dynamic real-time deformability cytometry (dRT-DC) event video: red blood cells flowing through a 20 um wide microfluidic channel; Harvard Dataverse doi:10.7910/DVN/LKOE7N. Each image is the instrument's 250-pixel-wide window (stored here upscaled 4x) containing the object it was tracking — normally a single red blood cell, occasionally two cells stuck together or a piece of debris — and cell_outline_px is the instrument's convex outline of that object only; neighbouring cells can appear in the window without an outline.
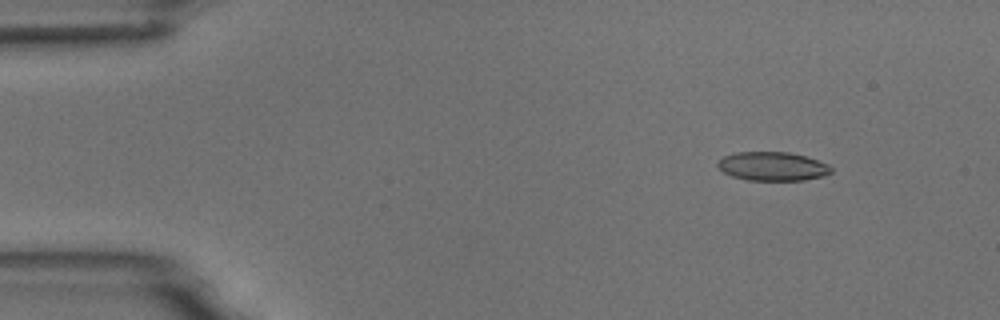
{"species": "common noctule bat (a hibernating species)", "species_latin": "Nyctalus noctula", "temperature_condition": "room temperature", "stored_images_in_passage": 49, "camera_frame_rate_fps": 3000, "um_per_image_px": 0.085, "animal": {"sex": "male", "body_mass_g": 18.8}, "frame": {"image": 1, "passage_image": 1, "time_ms": 0.0, "image_size_px": [1000, 320], "cell_outline_px": [[832, 172], [824, 176], [804, 180], [748, 180], [732, 176], [724, 172], [716, 164], [724, 156], [736, 152], [788, 152], [804, 156], [828, 164], [832, 168]], "centroid_in_image_um": [65.68, 14.14], "position_along_channel_um": 19.3, "area_um2": 18.9}}
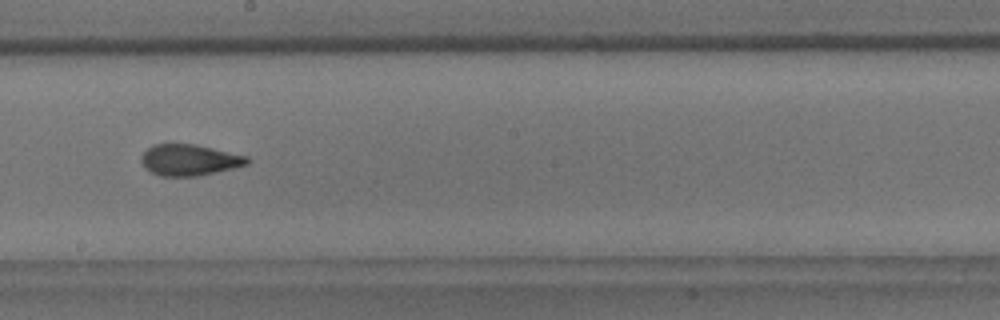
{"frame": {"image": 2, "passage_image": 25, "time_ms": 8.0, "image_size_px": [1000, 320], "cell_outline_px": [[252, 160], [248, 164], [232, 168], [196, 176], [160, 176], [144, 168], [140, 160], [140, 156], [152, 144], [196, 144], [248, 156]], "centroid_in_image_um": [16.08, 13.59], "position_along_channel_um": 232.1, "area_um2": 19.31}}
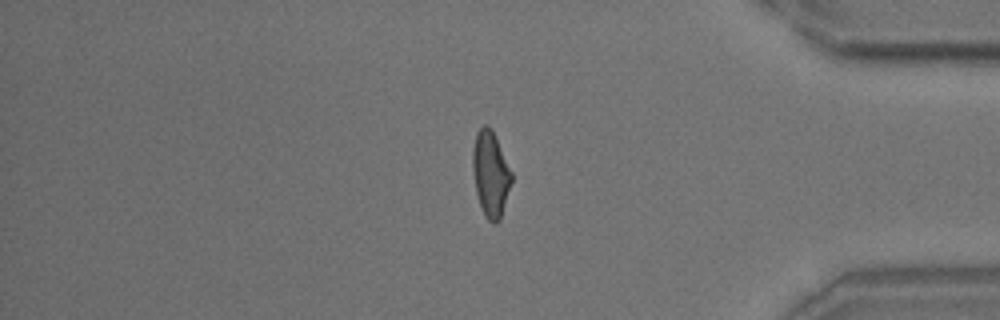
{"frame": {"image": 3, "passage_image": 40, "time_ms": 13.0, "image_size_px": [1000, 320], "cell_outline_px": [[512, 180], [500, 220], [496, 224], [492, 224], [488, 220], [480, 204], [476, 192], [472, 168], [472, 148], [476, 132], [484, 124], [488, 124], [492, 128], [512, 172]], "centroid_in_image_um": [41.69, 14.74], "position_along_channel_um": 393.5, "area_um2": 19.48}, "authors_computed_cell_mechanics": {"area_um2": 19.4208, "velocity_mm_per_s": 3.7525, "shape_relaxation_time_tau1_ms": 5.0408, "shape_relaxation_time_tau2_ms": 1.2863, "deformation_change_tau1": 0.1543, "deformation_change_tau2": 0.0793}}